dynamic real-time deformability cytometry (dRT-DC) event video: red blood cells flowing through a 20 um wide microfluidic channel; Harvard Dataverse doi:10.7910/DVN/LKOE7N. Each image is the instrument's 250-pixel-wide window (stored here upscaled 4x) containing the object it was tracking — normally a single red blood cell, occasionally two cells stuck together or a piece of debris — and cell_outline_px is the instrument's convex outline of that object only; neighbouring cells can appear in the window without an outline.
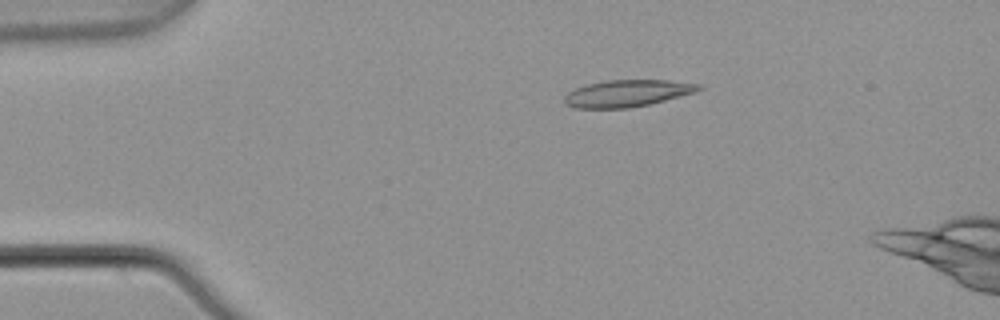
{"species": "common noctule bat (a hibernating species)", "species_latin": "Nyctalus noctula", "temperature_condition": "warm", "stored_images_in_passage": 4, "camera_frame_rate_fps": 3000, "um_per_image_px": 0.085, "animal": {"sex": "male", "body_mass_g": 21.5, "forearm_length_mm": 52.0}, "frame": {"image": 1, "passage_image": 3, "time_ms": 0.667, "image_size_px": [1000, 320], "cell_outline_px": [[704, 88], [696, 92], [648, 104], [628, 108], [572, 108], [564, 104], [564, 96], [568, 92], [576, 88], [588, 84], [604, 80], [668, 80], [704, 84]], "centroid_in_image_um": [53.32, 7.92], "position_along_channel_um": 31.7, "area_um2": 21.15}}